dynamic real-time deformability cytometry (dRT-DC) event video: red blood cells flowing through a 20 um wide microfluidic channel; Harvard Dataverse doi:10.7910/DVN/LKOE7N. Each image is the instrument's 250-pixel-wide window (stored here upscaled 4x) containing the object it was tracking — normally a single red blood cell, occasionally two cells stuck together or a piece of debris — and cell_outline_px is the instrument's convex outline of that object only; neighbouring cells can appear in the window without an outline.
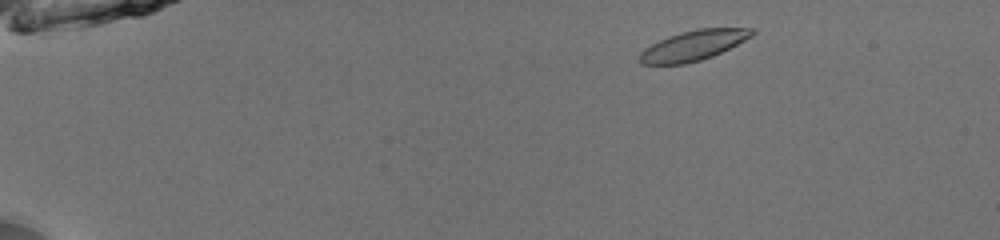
{"species": "common noctule bat (a hibernating species)", "species_latin": "Nyctalus noctula", "temperature_condition": "room temperature", "stored_images_in_passage": 47, "camera_frame_rate_fps": 3000, "um_per_image_px": 0.085, "animal": {"sex": "male", "body_mass_g": 13.0, "forearm_length_mm": 53.1}, "frame": {"image": 1, "passage_image": 3, "time_ms": 0.667, "image_size_px": [1000, 240], "cell_outline_px": [[756, 32], [752, 36], [712, 56], [700, 60], [684, 64], [640, 64], [640, 52], [644, 48], [668, 36], [680, 32], [696, 28], [756, 28]], "centroid_in_image_um": [58.93, 3.85], "position_along_channel_um": 26.1, "area_um2": 19.54}}
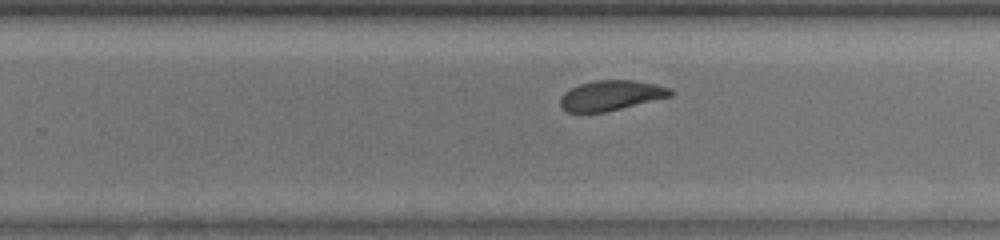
{"frame": {"image": 2, "passage_image": 30, "time_ms": 9.667, "image_size_px": [1000, 240], "cell_outline_px": [[672, 96], [604, 112], [568, 112], [560, 104], [560, 96], [564, 92], [580, 84], [596, 80], [632, 80], [656, 84], [672, 88]], "centroid_in_image_um": [51.95, 8.1], "position_along_channel_um": 277.9, "area_um2": 19.13}}
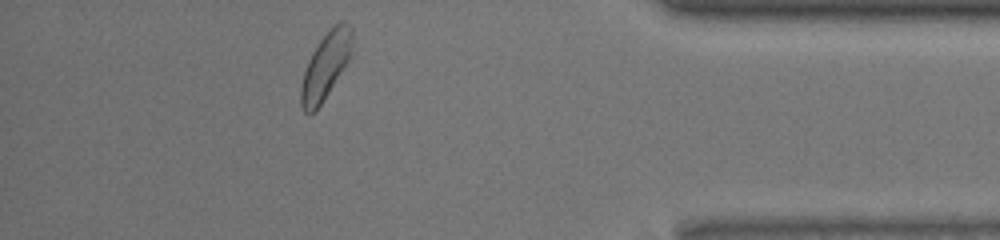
{"frame": {"image": 3, "passage_image": 42, "time_ms": 13.667, "image_size_px": [1000, 240], "cell_outline_px": [[352, 44], [348, 60], [316, 112], [308, 116], [304, 112], [300, 104], [300, 88], [304, 72], [308, 60], [312, 52], [320, 40], [332, 24], [340, 20], [344, 20], [352, 28]], "centroid_in_image_um": [27.65, 5.59], "position_along_channel_um": 407.6, "area_um2": 19.88}, "authors_computed_cell_mechanics": {"area_um2": 20.4034, "velocity_mm_per_s": 3.9142, "shape_relaxation_time_tau1_ms": 2.2039, "shape_relaxation_time_tau2_ms": 1.6174, "deformation_change_tau1": 0.1092, "deformation_change_tau2": 0.0742}}